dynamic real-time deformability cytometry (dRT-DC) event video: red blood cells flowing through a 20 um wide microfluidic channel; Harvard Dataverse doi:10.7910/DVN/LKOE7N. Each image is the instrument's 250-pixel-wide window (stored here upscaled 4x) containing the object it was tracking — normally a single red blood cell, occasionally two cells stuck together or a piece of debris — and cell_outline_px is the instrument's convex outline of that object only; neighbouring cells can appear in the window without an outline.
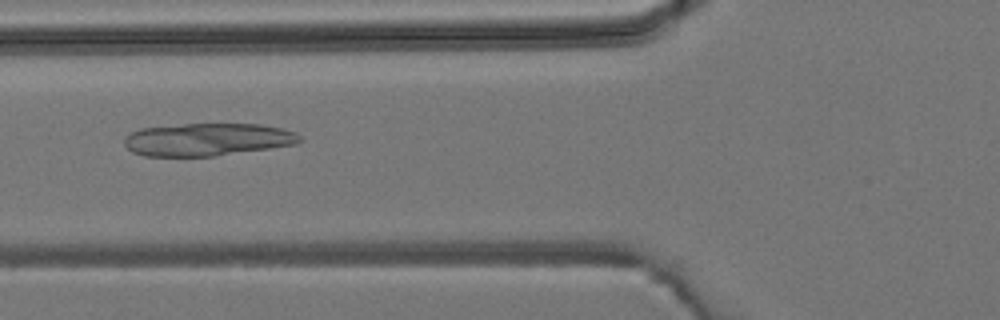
{"species": "common noctule bat (a hibernating species)", "species_latin": "Nyctalus noctula", "temperature_condition": "room temperature", "stored_images_in_passage": 4, "camera_frame_rate_fps": 3000, "um_per_image_px": 0.085, "animal": {"sex": "male", "body_mass_g": 19.2, "forearm_length_mm": 51.8}, "frame": {"image": 1, "passage_image": 4, "time_ms": 3.333, "image_size_px": [1000, 320], "cell_outline_px": [[304, 140], [296, 144], [212, 156], [144, 156], [132, 152], [124, 144], [124, 136], [140, 128], [184, 124], [260, 124], [280, 128], [296, 132]], "centroid_in_image_um": [17.61, 11.85], "position_along_channel_um": 108.2, "area_um2": 33.29}}